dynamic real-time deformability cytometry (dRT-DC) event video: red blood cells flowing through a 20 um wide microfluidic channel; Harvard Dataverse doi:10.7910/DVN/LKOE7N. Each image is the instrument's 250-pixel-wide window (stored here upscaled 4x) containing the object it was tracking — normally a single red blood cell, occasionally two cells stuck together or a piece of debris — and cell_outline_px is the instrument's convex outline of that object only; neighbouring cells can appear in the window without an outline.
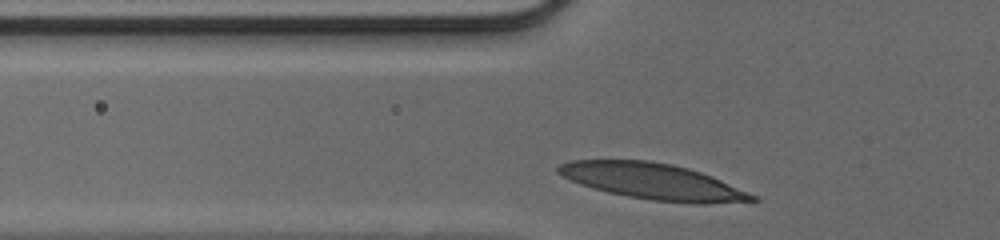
{"species": "human", "species_latin": "Homo sapiens", "temperature_condition": "cold", "stored_images_in_passage": 25, "camera_frame_rate_fps": 3000, "um_per_image_px": 0.085, "donor": {"sex": "male"}, "frame": {"image": 1, "passage_image": 2, "time_ms": 0.333, "image_size_px": [1000, 240], "cell_outline_px": [[760, 200], [708, 204], [692, 204], [652, 200], [628, 196], [608, 192], [580, 184], [560, 176], [556, 172], [556, 168], [560, 164], [572, 160], [648, 160], [672, 164], [688, 168], [712, 176], [748, 192], [756, 196]], "centroid_in_image_um": [55.48, 15.42], "position_along_channel_um": 70.3, "area_um2": 40.69}}
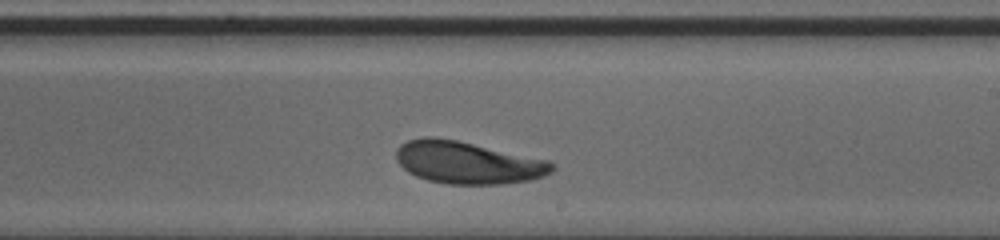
{"frame": {"image": 2, "passage_image": 15, "time_ms": 4.667, "image_size_px": [1000, 240], "cell_outline_px": [[556, 168], [552, 172], [544, 176], [532, 180], [504, 184], [448, 184], [428, 180], [416, 176], [408, 172], [396, 160], [396, 148], [400, 144], [408, 140], [424, 136], [432, 136], [456, 140], [548, 160]], "centroid_in_image_um": [39.74, 13.82], "position_along_channel_um": 249.3, "area_um2": 38.49}}
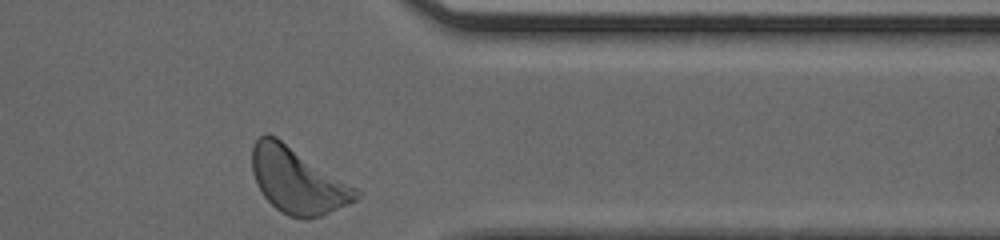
{"frame": {"image": 3, "passage_image": 25, "time_ms": 8.0, "image_size_px": [1000, 240], "cell_outline_px": [[360, 196], [356, 200], [348, 204], [320, 216], [288, 216], [280, 212], [264, 196], [252, 172], [252, 148], [256, 140], [264, 132], [268, 132], [276, 136], [356, 188], [360, 192]], "centroid_in_image_um": [25.26, 15.3], "position_along_channel_um": 386.1, "area_um2": 39.02}}